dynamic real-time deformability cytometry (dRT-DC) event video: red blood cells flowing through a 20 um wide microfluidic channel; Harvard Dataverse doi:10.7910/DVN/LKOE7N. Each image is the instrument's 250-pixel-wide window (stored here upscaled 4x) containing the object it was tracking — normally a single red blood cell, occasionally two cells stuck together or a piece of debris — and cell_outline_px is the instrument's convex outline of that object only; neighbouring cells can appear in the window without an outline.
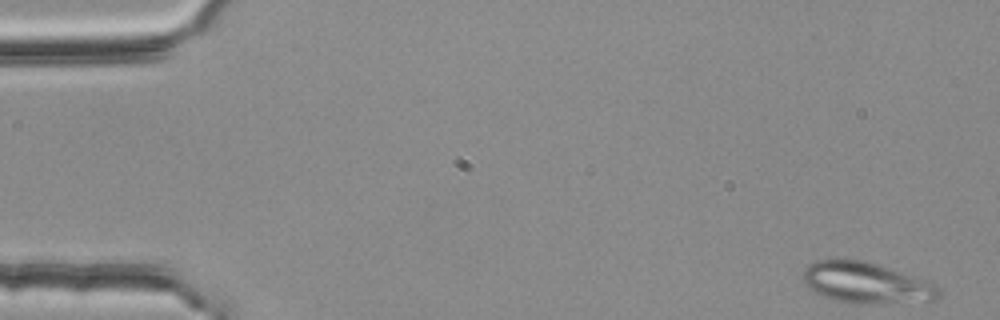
{"species": "common noctule bat (a hibernating species)", "species_latin": "Nyctalus noctula", "temperature_condition": "room temperature", "stored_images_in_passage": 51, "segment_of_instrument_passage": [1, 2], "camera_frame_rate_fps": 3000, "um_per_image_px": 0.085, "animal": {"sex": "female", "body_mass_g": 25.1}, "frame": {"image": 1, "passage_image": 1, "time_ms": 0.0, "image_size_px": [1000, 320], "cell_outline_px": [[940, 296], [936, 300], [868, 304], [860, 304], [836, 300], [824, 296], [808, 288], [804, 284], [804, 268], [808, 264], [816, 260], [860, 260], [876, 264], [916, 276], [936, 284], [940, 288]], "centroid_in_image_um": [73.65, 24.05], "position_along_channel_um": 11.3, "area_um2": 32.25}}